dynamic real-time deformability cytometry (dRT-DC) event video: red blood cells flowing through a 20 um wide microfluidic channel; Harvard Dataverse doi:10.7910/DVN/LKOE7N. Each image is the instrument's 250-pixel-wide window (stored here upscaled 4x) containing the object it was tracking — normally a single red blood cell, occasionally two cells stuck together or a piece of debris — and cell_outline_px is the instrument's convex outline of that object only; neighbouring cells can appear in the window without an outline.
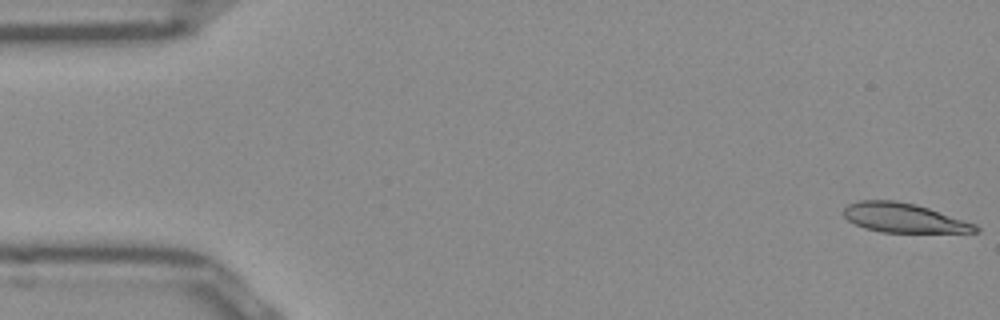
{"species": "Egyptian fruit bat (a non-hibernating species)", "species_latin": "Rousettus aegyptiacus", "temperature_condition": "room temperature", "stored_images_in_passage": 51, "camera_frame_rate_fps": 3000, "um_per_image_px": 0.085, "frame": {"image": 1, "passage_image": 1, "time_ms": 0.0, "image_size_px": [1000, 320], "cell_outline_px": [[980, 232], [880, 232], [864, 228], [848, 220], [844, 216], [844, 208], [848, 204], [860, 200], [896, 200], [916, 204], [976, 224], [980, 228]], "centroid_in_image_um": [76.81, 18.51], "position_along_channel_um": 8.2, "area_um2": 22.43}}
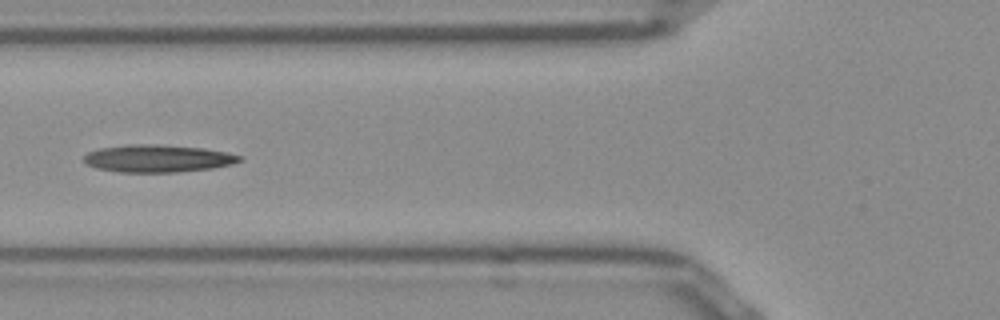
{"frame": {"image": 2, "passage_image": 19, "time_ms": 6.0, "image_size_px": [1000, 320], "cell_outline_px": [[244, 160], [232, 164], [212, 168], [176, 172], [120, 172], [96, 168], [84, 164], [84, 156], [88, 152], [100, 148], [128, 144], [156, 144], [204, 148], [244, 156]], "centroid_in_image_um": [13.41, 13.47], "position_along_channel_um": 112.4, "area_um2": 25.03}}
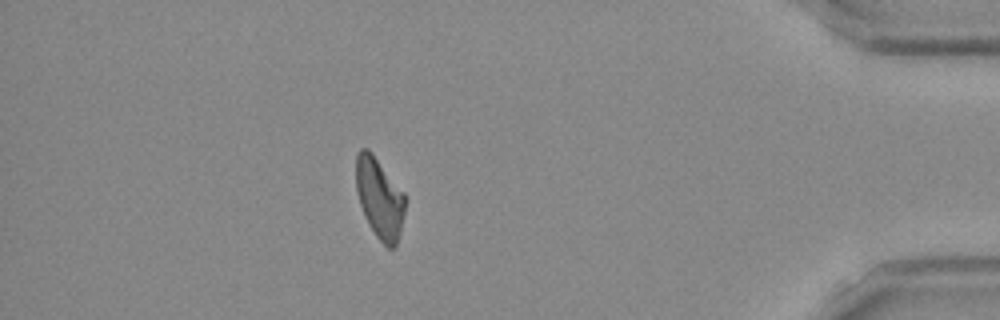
{"frame": {"image": 3, "passage_image": 45, "time_ms": 14.667, "image_size_px": [1000, 320], "cell_outline_px": [[404, 212], [400, 236], [396, 248], [388, 248], [376, 236], [364, 216], [356, 192], [356, 156], [360, 148], [368, 148], [372, 152], [404, 192]], "centroid_in_image_um": [32.26, 16.84], "position_along_channel_um": 402.9, "area_um2": 23.12}, "authors_computed_cell_mechanics": {"area_um2": 23.5246, "velocity_mm_per_s": 3.9118, "shape_relaxation_time_tau1_ms": null, "shape_relaxation_time_tau2_ms": 8.5385, "deformation_change_tau1": null, "deformation_change_tau2": 0.2194}}